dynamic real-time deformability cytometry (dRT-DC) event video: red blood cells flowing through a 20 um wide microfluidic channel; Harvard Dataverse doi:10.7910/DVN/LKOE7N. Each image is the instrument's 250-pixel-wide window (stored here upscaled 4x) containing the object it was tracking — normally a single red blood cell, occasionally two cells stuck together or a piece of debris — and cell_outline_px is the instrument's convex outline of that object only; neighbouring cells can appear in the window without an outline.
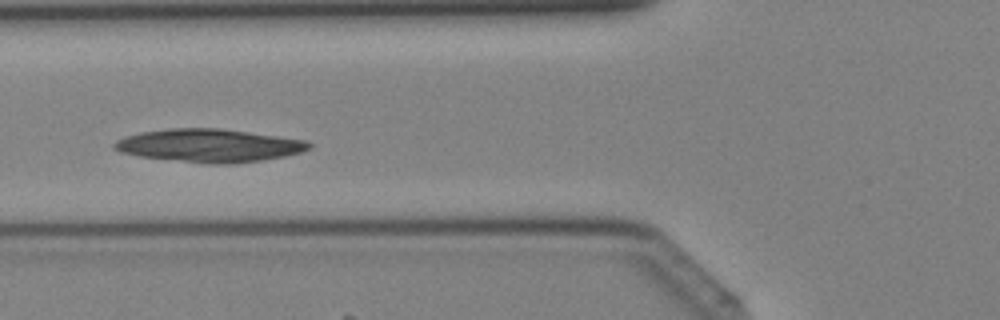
{"species": "Egyptian fruit bat (a non-hibernating species)", "species_latin": "Rousettus aegyptiacus", "temperature_condition": "cold", "stored_images_in_passage": 5, "camera_frame_rate_fps": 3000, "um_per_image_px": 0.085, "animal": {"sex": "female"}, "frame": {"image": 1, "passage_image": 5, "time_ms": 1.333, "image_size_px": [1000, 320], "cell_outline_px": [[312, 148], [300, 152], [284, 156], [264, 160], [236, 164], [208, 164], [140, 156], [120, 152], [112, 148], [112, 144], [116, 140], [124, 136], [140, 132], [172, 128], [216, 128], [308, 140], [312, 144]], "centroid_in_image_um": [17.78, 12.38], "position_along_channel_um": 108.0, "area_um2": 37.63}}